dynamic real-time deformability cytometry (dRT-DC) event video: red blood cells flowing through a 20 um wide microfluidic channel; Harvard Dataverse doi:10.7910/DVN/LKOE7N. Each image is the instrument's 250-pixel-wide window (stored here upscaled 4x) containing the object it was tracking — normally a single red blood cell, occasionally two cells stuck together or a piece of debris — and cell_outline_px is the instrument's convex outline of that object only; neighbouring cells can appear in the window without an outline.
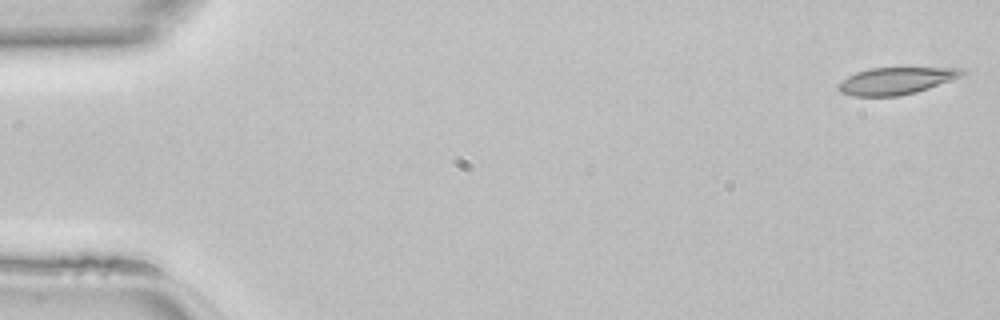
{"species": "common noctule bat (a hibernating species)", "species_latin": "Nyctalus noctula", "temperature_condition": "room temperature", "stored_images_in_passage": 46, "camera_frame_rate_fps": 3000, "um_per_image_px": 0.085, "animal": {"sex": "female", "body_mass_g": 22.7, "forearm_length_mm": 54.2}, "frame": {"image": 1, "passage_image": 1, "time_ms": 0.0, "image_size_px": [1000, 320], "cell_outline_px": [[968, 72], [964, 76], [916, 92], [900, 96], [852, 96], [840, 92], [836, 88], [836, 84], [840, 80], [856, 72], [868, 68], [964, 68]], "centroid_in_image_um": [76.15, 6.87], "position_along_channel_um": 8.9, "area_um2": 19.77}}
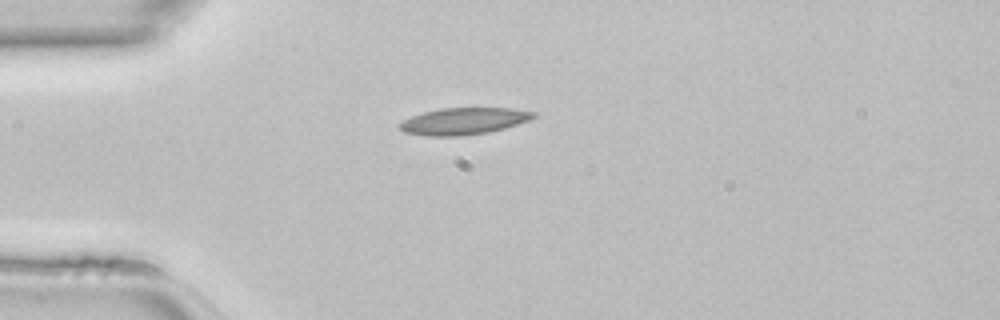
{"frame": {"image": 2, "passage_image": 12, "time_ms": 3.667, "image_size_px": [1000, 320], "cell_outline_px": [[536, 116], [528, 120], [504, 128], [488, 132], [460, 136], [424, 136], [404, 132], [396, 124], [412, 116], [424, 112], [440, 108], [512, 108], [536, 112]], "centroid_in_image_um": [39.38, 10.3], "position_along_channel_um": 45.6, "area_um2": 20.87}}
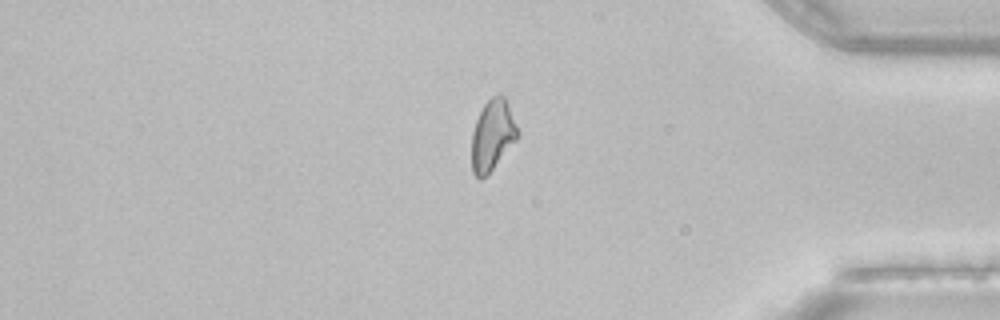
{"frame": {"image": 3, "passage_image": 39, "time_ms": 12.667, "image_size_px": [1000, 320], "cell_outline_px": [[520, 136], [488, 176], [480, 180], [472, 172], [472, 132], [476, 120], [484, 104], [492, 96], [500, 92], [504, 96], [508, 104], [520, 132]], "centroid_in_image_um": [41.88, 11.52], "position_along_channel_um": 393.3, "area_um2": 19.36}}